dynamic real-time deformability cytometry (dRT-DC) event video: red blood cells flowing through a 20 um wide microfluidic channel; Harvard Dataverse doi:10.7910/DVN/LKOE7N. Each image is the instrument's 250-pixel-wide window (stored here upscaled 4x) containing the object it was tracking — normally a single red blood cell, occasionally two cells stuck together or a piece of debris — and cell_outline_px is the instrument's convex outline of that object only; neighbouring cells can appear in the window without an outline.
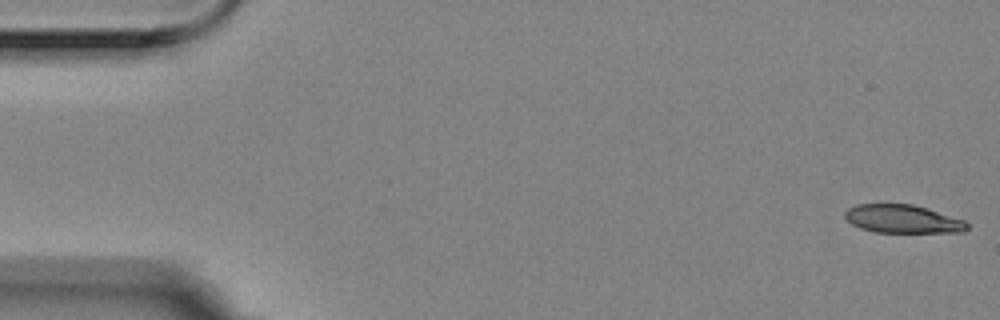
{"species": "Egyptian fruit bat (a non-hibernating species)", "species_latin": "Rousettus aegyptiacus", "temperature_condition": "room temperature", "stored_images_in_passage": 6, "camera_frame_rate_fps": 3000, "um_per_image_px": 0.085, "animal": {"sex": "female"}, "frame": {"image": 1, "passage_image": 1, "time_ms": 0.0, "image_size_px": [1000, 320], "cell_outline_px": [[968, 228], [964, 232], [876, 232], [860, 228], [852, 224], [844, 216], [844, 212], [848, 208], [856, 204], [912, 204], [928, 208], [964, 220], [968, 224]], "centroid_in_image_um": [76.72, 18.61], "position_along_channel_um": 8.3, "area_um2": 20.11}}
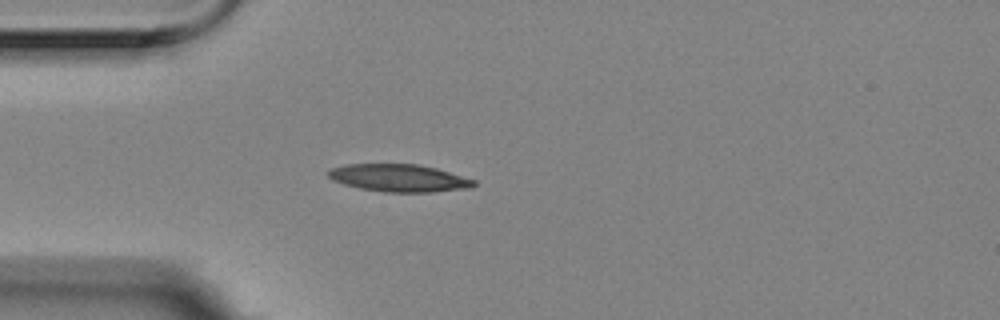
{"frame": {"image": 2, "passage_image": 5, "time_ms": 1.333, "image_size_px": [1000, 320], "cell_outline_px": [[476, 184], [468, 188], [432, 192], [384, 192], [360, 188], [344, 184], [332, 180], [328, 176], [328, 172], [332, 168], [344, 164], [420, 164], [436, 168], [476, 180]], "centroid_in_image_um": [33.91, 15.12], "position_along_channel_um": 51.1, "area_um2": 23.29}}